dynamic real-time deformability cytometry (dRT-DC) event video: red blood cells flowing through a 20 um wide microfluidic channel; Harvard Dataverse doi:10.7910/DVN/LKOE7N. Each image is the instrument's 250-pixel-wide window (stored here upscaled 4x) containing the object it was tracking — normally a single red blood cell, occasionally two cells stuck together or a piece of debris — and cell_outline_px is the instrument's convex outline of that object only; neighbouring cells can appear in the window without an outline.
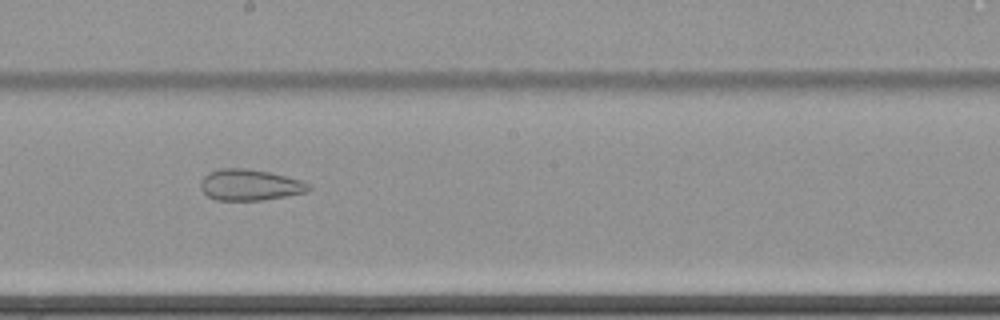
{"species": "common noctule bat (a hibernating species)", "species_latin": "Nyctalus noctula", "temperature_condition": "cold", "stored_images_in_passage": 36, "camera_frame_rate_fps": 3000, "um_per_image_px": 0.085, "animal": {"sex": "female", "body_mass_g": 22.7, "forearm_length_mm": 54.2}, "frame": {"image": 1, "passage_image": 16, "time_ms": 5.0, "image_size_px": [1000, 320], "cell_outline_px": [[312, 188], [308, 192], [260, 200], [216, 200], [208, 196], [200, 188], [200, 180], [208, 172], [220, 168], [244, 168], [268, 172], [300, 180], [312, 184]], "centroid_in_image_um": [21.23, 15.71], "position_along_channel_um": 227.0, "area_um2": 19.59}}
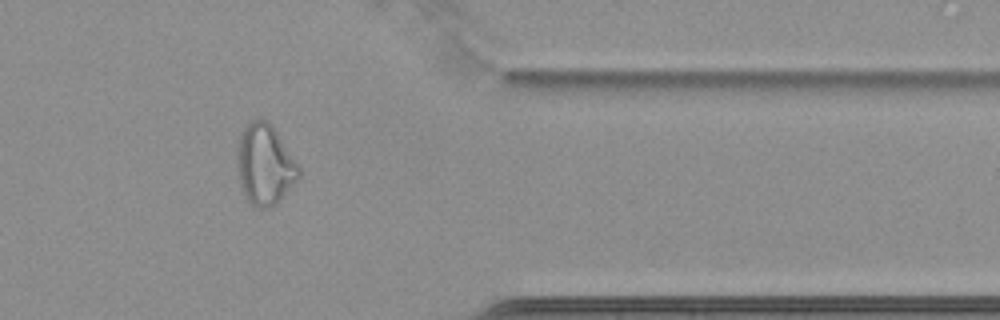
{"frame": {"image": 2, "passage_image": 31, "time_ms": 10.0, "image_size_px": [1000, 320], "cell_outline_px": [[300, 180], [276, 204], [268, 208], [256, 208], [244, 200], [240, 184], [236, 156], [236, 148], [240, 132], [252, 120], [264, 120], [276, 132], [300, 168]], "centroid_in_image_um": [22.49, 14.07], "position_along_channel_um": 388.9, "area_um2": 29.07}}